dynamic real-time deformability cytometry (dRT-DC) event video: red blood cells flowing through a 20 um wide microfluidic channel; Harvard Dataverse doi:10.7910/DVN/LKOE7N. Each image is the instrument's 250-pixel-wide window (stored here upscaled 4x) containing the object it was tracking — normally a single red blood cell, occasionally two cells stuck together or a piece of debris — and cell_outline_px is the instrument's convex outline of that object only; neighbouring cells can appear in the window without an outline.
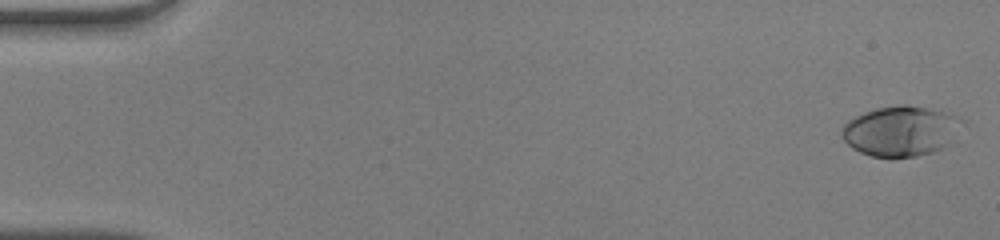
{"species": "human", "species_latin": "Homo sapiens", "temperature_condition": "warm", "stored_images_in_passage": 50, "camera_frame_rate_fps": 3000, "um_per_image_px": 0.085, "donor": {"sex": "male"}, "frame": {"image": 1, "passage_image": 1, "time_ms": 0.0, "image_size_px": [1000, 240], "cell_outline_px": [[964, 120], [952, 144], [944, 148], [932, 152], [916, 156], [872, 156], [860, 152], [852, 148], [840, 136], [840, 132], [844, 124], [848, 120], [856, 116], [876, 108], [900, 104], [904, 104], [924, 108], [956, 116]], "centroid_in_image_um": [76.56, 11.14], "position_along_channel_um": 8.4, "area_um2": 34.97}}
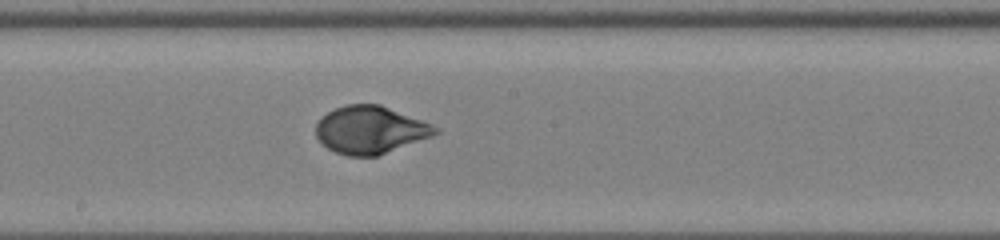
{"frame": {"image": 2, "passage_image": 28, "time_ms": 9.0, "image_size_px": [1000, 240], "cell_outline_px": [[440, 132], [432, 136], [376, 156], [348, 156], [336, 152], [328, 148], [316, 136], [316, 124], [320, 116], [336, 108], [348, 104], [380, 104], [432, 124], [440, 128]], "centroid_in_image_um": [31.47, 11.03], "position_along_channel_um": 216.7, "area_um2": 32.95}}
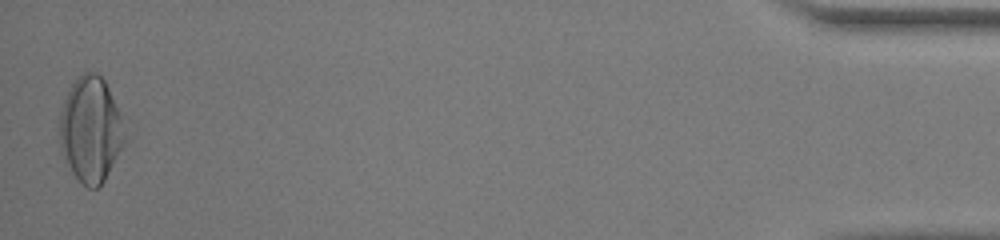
{"frame": {"image": 3, "passage_image": 50, "time_ms": 16.333, "image_size_px": [1000, 240], "cell_outline_px": [[124, 144], [104, 180], [96, 188], [88, 188], [72, 172], [60, 148], [60, 112], [64, 100], [72, 84], [80, 72], [96, 72], [104, 80], [120, 112], [124, 136]], "centroid_in_image_um": [7.69, 10.98], "position_along_channel_um": 427.5, "area_um2": 39.3}, "authors_computed_cell_mechanics": {"area_um2": 32.8304, "velocity_mm_per_s": 4.0914, "shape_relaxation_time_tau1_ms": 4.382, "shape_relaxation_time_tau2_ms": null, "deformation_change_tau1": 0.2411, "deformation_change_tau2": null}}